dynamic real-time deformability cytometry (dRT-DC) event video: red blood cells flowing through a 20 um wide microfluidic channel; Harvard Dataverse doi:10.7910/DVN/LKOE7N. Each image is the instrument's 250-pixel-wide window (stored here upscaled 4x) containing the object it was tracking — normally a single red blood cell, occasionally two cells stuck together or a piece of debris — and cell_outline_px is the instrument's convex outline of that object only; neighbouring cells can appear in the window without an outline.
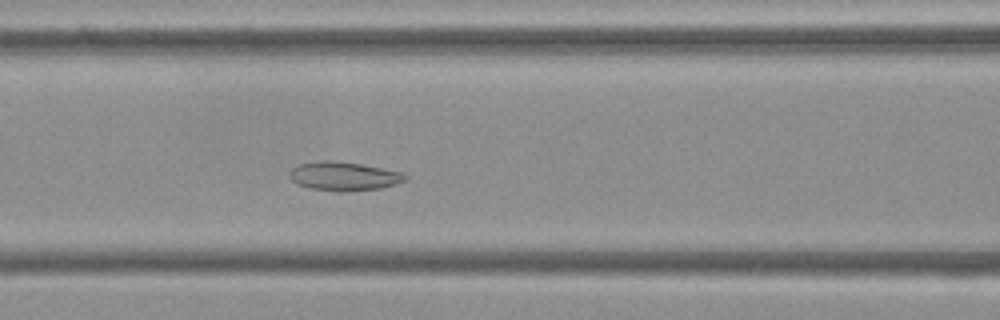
{"species": "Egyptian fruit bat (a non-hibernating species)", "species_latin": "Rousettus aegyptiacus", "temperature_condition": "cold", "stored_images_in_passage": 52, "camera_frame_rate_fps": 3000, "um_per_image_px": 0.085, "frame": {"image": 1, "passage_image": 20, "time_ms": 6.333, "image_size_px": [1000, 320], "cell_outline_px": [[408, 176], [404, 180], [396, 184], [380, 188], [336, 192], [308, 188], [296, 184], [288, 176], [288, 172], [292, 168], [300, 164], [320, 160], [332, 160], [360, 164], [400, 172]], "centroid_in_image_um": [29.15, 14.98], "position_along_channel_um": 137.5, "area_um2": 19.36}}
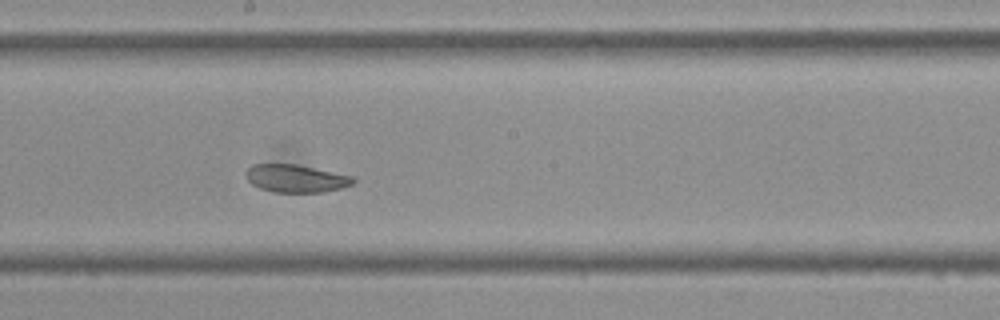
{"frame": {"image": 2, "passage_image": 27, "time_ms": 8.667, "image_size_px": [1000, 320], "cell_outline_px": [[356, 180], [352, 184], [340, 188], [324, 192], [276, 192], [260, 188], [252, 184], [248, 180], [244, 172], [252, 164], [296, 164], [352, 176]], "centroid_in_image_um": [25.13, 15.16], "position_along_channel_um": 223.1, "area_um2": 17.22}}
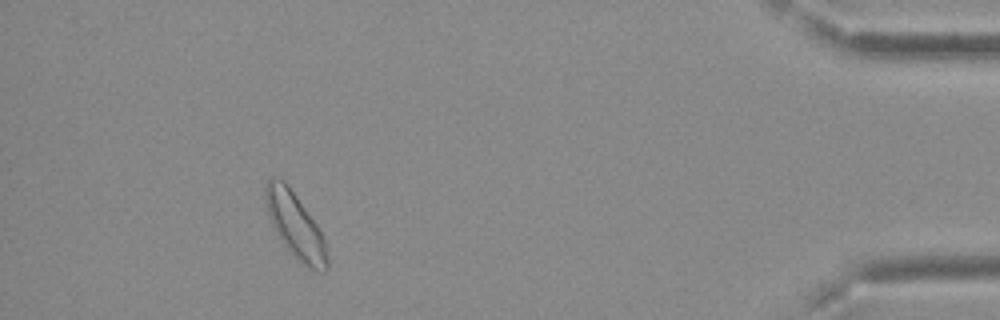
{"frame": {"image": 3, "passage_image": 47, "time_ms": 15.333, "image_size_px": [1000, 320], "cell_outline_px": [[328, 268], [324, 272], [300, 264], [280, 240], [272, 224], [268, 212], [264, 196], [264, 184], [272, 176], [280, 176], [284, 180], [296, 196], [316, 224], [324, 240], [328, 256]], "centroid_in_image_um": [25.07, 19.14], "position_along_channel_um": 410.1, "area_um2": 23.35}, "authors_computed_cell_mechanics": {"area_um2": 19.9699, "velocity_mm_per_s": 3.6836, "shape_relaxation_time_tau1_ms": null, "shape_relaxation_time_tau2_ms": 5.4737, "deformation_change_tau1": null, "deformation_change_tau2": 0.0924}}